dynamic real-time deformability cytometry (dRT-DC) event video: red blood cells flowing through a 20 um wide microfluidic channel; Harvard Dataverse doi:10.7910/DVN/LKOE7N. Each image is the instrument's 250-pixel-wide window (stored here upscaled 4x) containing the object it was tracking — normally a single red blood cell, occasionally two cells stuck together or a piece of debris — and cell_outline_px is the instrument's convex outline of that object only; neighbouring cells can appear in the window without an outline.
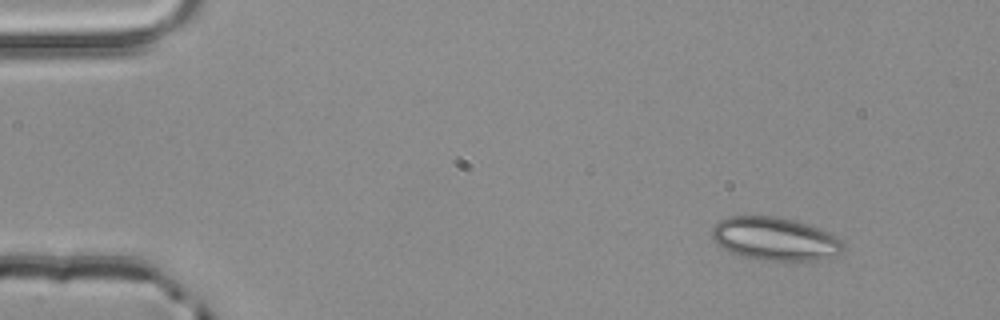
{"species": "common noctule bat (a hibernating species)", "species_latin": "Nyctalus noctula", "temperature_condition": "room temperature", "stored_images_in_passage": 2, "camera_frame_rate_fps": 3000, "um_per_image_px": 0.085, "animal": {"sex": "male", "body_mass_g": 20.4}, "frame": {"image": 1, "passage_image": 1, "time_ms": 0.0, "image_size_px": [1000, 320], "cell_outline_px": [[844, 248], [840, 252], [832, 256], [816, 260], [760, 260], [740, 256], [728, 252], [716, 244], [712, 240], [712, 228], [720, 220], [728, 216], [776, 216], [808, 224], [820, 228], [836, 236], [844, 244]], "centroid_in_image_um": [65.82, 20.3], "position_along_channel_um": 19.2, "area_um2": 33.12}}